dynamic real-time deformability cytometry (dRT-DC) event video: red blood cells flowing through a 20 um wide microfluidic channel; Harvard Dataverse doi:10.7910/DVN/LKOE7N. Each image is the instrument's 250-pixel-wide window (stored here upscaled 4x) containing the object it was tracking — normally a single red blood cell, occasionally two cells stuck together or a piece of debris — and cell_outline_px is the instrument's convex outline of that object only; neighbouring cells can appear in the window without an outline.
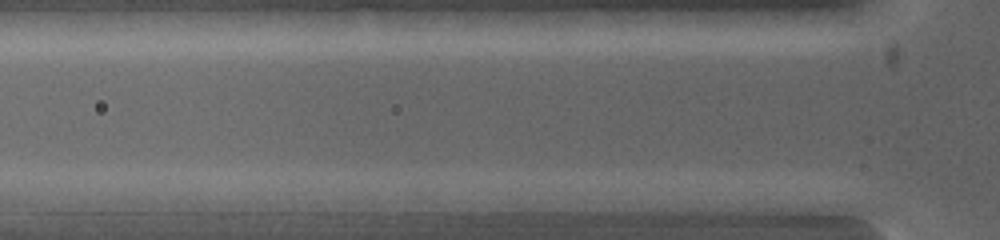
{"species": "common noctule bat (a hibernating species)", "species_latin": "Nyctalus noctula", "temperature_condition": "warm", "stored_images_in_passage": 5, "camera_frame_rate_fps": 5000, "um_per_image_px": 0.085, "animal": {"sex": "female", "body_mass_g": 19.0, "forearm_length_mm": 53.3}, "frame": {"image": 1, "passage_image": 2, "time_ms": 0.2, "image_size_px": [1000, 240], "cell_outline_px": [[604, 200], [564, 212], [516, 212], [492, 200], [536, 192], [580, 192]], "centroid_in_image_um": [46.54, 17.15], "position_along_channel_um": 79.3, "area_um2": 11.44}}